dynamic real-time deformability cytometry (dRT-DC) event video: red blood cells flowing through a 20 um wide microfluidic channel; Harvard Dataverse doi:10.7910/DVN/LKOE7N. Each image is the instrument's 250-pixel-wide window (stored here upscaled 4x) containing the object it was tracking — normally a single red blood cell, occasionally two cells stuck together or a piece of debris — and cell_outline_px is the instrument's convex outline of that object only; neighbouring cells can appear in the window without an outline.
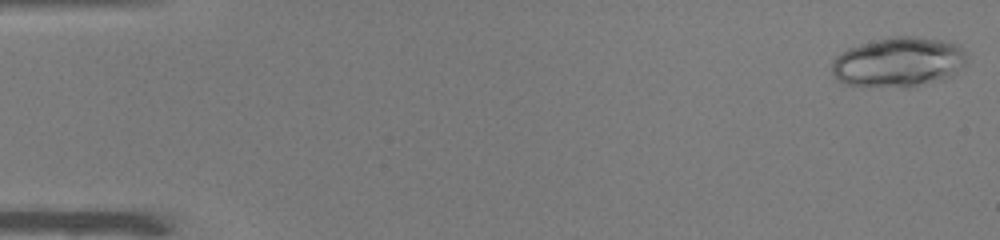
{"species": "common noctule bat (a hibernating species)", "species_latin": "Nyctalus noctula", "temperature_condition": "warm", "stored_images_in_passage": 50, "camera_frame_rate_fps": 3000, "um_per_image_px": 0.085, "animal": {"sex": "male", "body_mass_g": 19.0, "forearm_length_mm": 50.8}, "frame": {"image": 1, "passage_image": 1, "time_ms": 0.0, "image_size_px": [1000, 240], "cell_outline_px": [[968, 52], [964, 64], [952, 76], [944, 80], [912, 88], [904, 88], [844, 84], [836, 80], [832, 72], [832, 60], [836, 56], [848, 48], [860, 44], [888, 36], [912, 36], [940, 40], [960, 44]], "centroid_in_image_um": [76.4, 5.29], "position_along_channel_um": 8.6, "area_um2": 39.94}}